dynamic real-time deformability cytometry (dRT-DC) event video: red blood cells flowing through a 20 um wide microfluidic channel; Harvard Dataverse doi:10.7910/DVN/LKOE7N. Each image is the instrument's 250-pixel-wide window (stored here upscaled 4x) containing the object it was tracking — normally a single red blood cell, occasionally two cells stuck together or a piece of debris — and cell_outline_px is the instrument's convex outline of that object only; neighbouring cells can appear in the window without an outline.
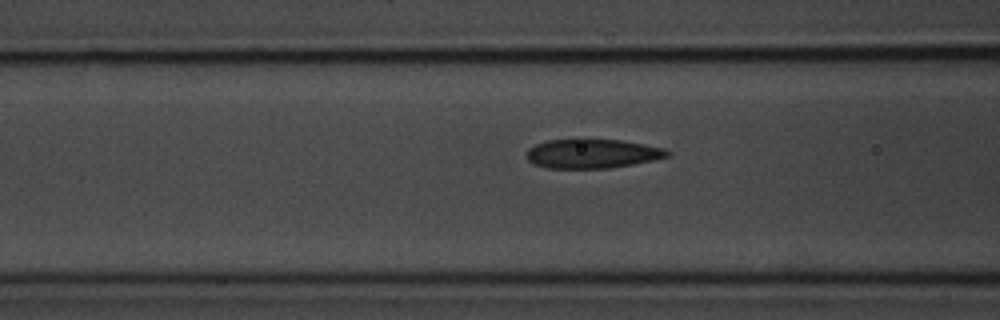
{"species": "common noctule bat (a hibernating species)", "species_latin": "Nyctalus noctula", "temperature_condition": "room temperature", "stored_images_in_passage": 16, "camera_frame_rate_fps": 3000, "um_per_image_px": 0.085, "animal": {"sex": "male", "body_mass_g": 20.1, "forearm_length_mm": 53.5}, "frame": {"image": 1, "passage_image": 14, "time_ms": 4.333, "image_size_px": [1000, 320], "cell_outline_px": [[672, 152], [668, 156], [652, 160], [632, 164], [608, 168], [548, 168], [532, 164], [524, 156], [524, 152], [528, 148], [536, 144], [548, 140], [576, 136], [584, 136], [620, 140], [644, 144], [664, 148]], "centroid_in_image_um": [50.25, 13.01], "position_along_channel_um": 116.3, "area_um2": 25.03}}